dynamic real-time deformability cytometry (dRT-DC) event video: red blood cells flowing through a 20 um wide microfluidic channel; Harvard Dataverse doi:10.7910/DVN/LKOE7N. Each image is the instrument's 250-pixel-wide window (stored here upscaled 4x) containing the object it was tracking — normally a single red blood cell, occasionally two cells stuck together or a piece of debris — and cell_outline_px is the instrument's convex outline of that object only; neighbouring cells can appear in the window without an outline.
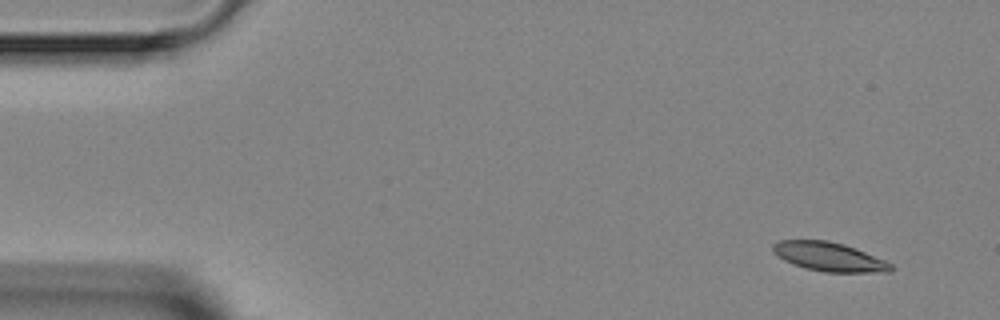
{"species": "Egyptian fruit bat (a non-hibernating species)", "species_latin": "Rousettus aegyptiacus", "temperature_condition": "room temperature", "stored_images_in_passage": 4, "camera_frame_rate_fps": 3000, "um_per_image_px": 0.085, "animal": {"sex": "female"}, "frame": {"image": 1, "passage_image": 1, "time_ms": 0.0, "image_size_px": [1000, 320], "cell_outline_px": [[896, 268], [892, 272], [824, 272], [808, 268], [784, 260], [776, 256], [772, 252], [772, 244], [780, 240], [828, 240], [844, 244], [884, 260], [892, 264]], "centroid_in_image_um": [70.48, 21.82], "position_along_channel_um": 14.5, "area_um2": 19.83}}